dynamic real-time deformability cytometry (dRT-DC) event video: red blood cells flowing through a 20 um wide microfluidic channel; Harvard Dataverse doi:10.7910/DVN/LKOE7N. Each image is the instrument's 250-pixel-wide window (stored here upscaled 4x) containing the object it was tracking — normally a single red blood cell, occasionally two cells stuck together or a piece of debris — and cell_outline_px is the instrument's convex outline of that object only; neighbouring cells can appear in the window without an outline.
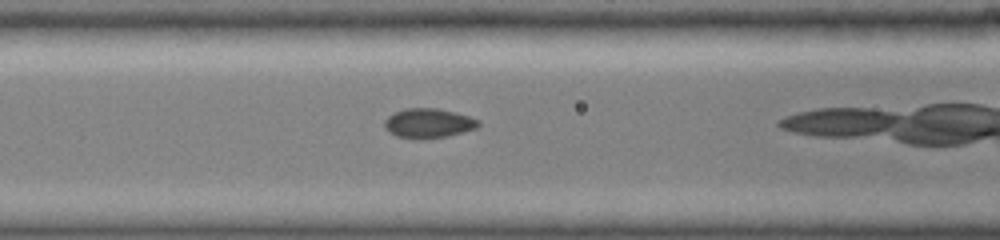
{"species": "common noctule bat (a hibernating species)", "species_latin": "Nyctalus noctula", "temperature_condition": "cold", "stored_images_in_passage": 33, "camera_frame_rate_fps": 3000, "um_per_image_px": 0.085, "animal": {"sex": "female", "body_mass_g": 19.0, "forearm_length_mm": 51.5}, "frame": {"image": 1, "passage_image": 13, "time_ms": 4.667, "image_size_px": [1000, 240], "cell_outline_px": [[480, 124], [476, 128], [444, 136], [400, 136], [392, 132], [384, 124], [384, 120], [388, 116], [396, 112], [408, 108], [436, 108], [456, 112], [480, 120]], "centroid_in_image_um": [36.47, 10.41], "position_along_channel_um": 130.1, "area_um2": 15.14}}
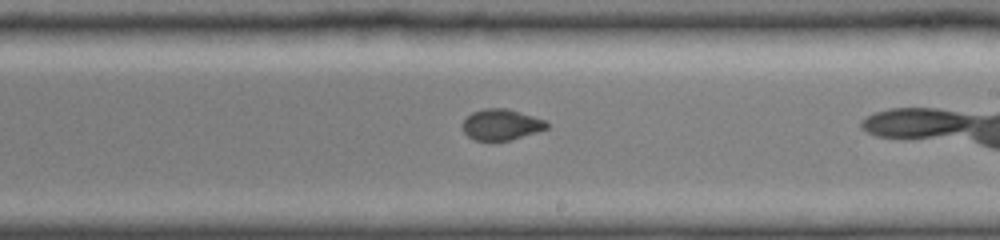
{"frame": {"image": 2, "passage_image": 21, "time_ms": 7.667, "image_size_px": [1000, 240], "cell_outline_px": [[548, 128], [508, 140], [476, 140], [468, 136], [464, 132], [464, 120], [472, 112], [484, 108], [508, 108], [544, 120], [548, 124]], "centroid_in_image_um": [42.59, 10.57], "position_along_channel_um": 246.4, "area_um2": 14.8}}
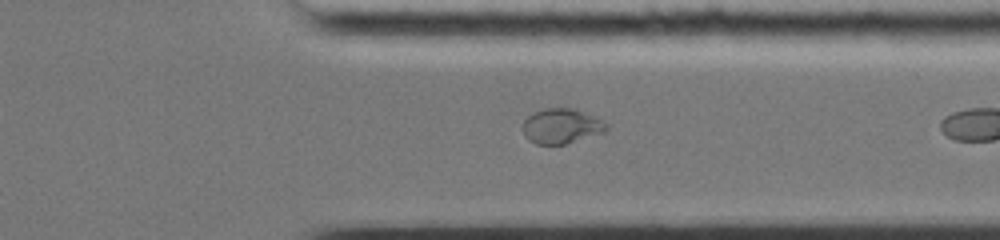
{"frame": {"image": 3, "passage_image": 29, "time_ms": 10.667, "image_size_px": [1000, 240], "cell_outline_px": [[608, 128], [604, 132], [564, 144], [536, 144], [528, 140], [524, 136], [524, 120], [532, 112], [544, 108], [576, 108], [600, 120]], "centroid_in_image_um": [47.67, 10.71], "position_along_channel_um": 363.7, "area_um2": 16.82}}